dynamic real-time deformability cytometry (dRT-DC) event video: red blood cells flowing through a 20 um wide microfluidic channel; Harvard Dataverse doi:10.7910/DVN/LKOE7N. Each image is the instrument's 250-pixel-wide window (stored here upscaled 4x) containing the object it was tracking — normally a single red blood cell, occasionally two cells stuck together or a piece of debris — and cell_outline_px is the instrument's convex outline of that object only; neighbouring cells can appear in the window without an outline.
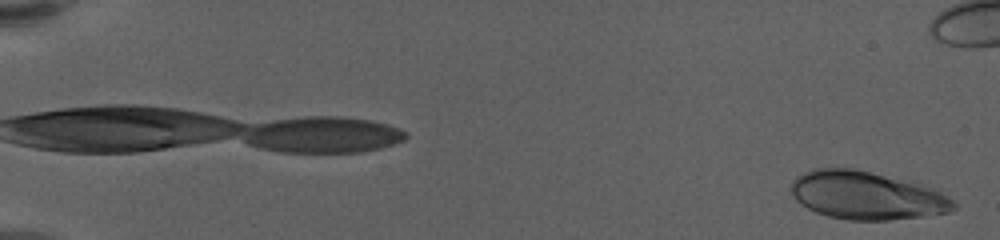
{"species": "human", "species_latin": "Homo sapiens", "temperature_condition": "warm", "stored_images_in_passage": 57, "camera_frame_rate_fps": 3000, "um_per_image_px": 0.085, "donor": {"sex": "female"}, "frame": {"image": 1, "passage_image": 2, "time_ms": 0.333, "image_size_px": [1000, 240], "cell_outline_px": [[956, 208], [948, 212], [920, 216], [888, 220], [848, 220], [828, 216], [816, 212], [800, 204], [796, 200], [788, 188], [792, 180], [796, 176], [812, 168], [852, 168], [912, 180], [940, 192], [952, 200], [956, 204]], "centroid_in_image_um": [73.61, 16.59], "position_along_channel_um": 11.4, "area_um2": 45.78}}
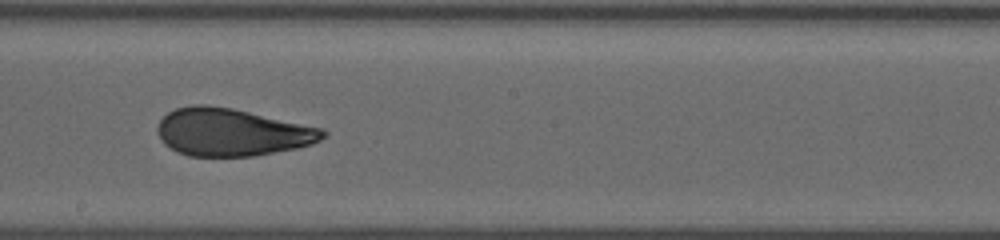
{"frame": {"image": 2, "passage_image": 37, "time_ms": 12.0, "image_size_px": [1000, 240], "cell_outline_px": [[328, 132], [320, 140], [312, 144], [296, 148], [252, 156], [188, 156], [176, 152], [164, 144], [156, 128], [160, 120], [168, 112], [176, 108], [192, 104], [208, 104], [232, 108], [324, 128]], "centroid_in_image_um": [19.7, 11.23], "position_along_channel_um": 228.5, "area_um2": 45.95}}
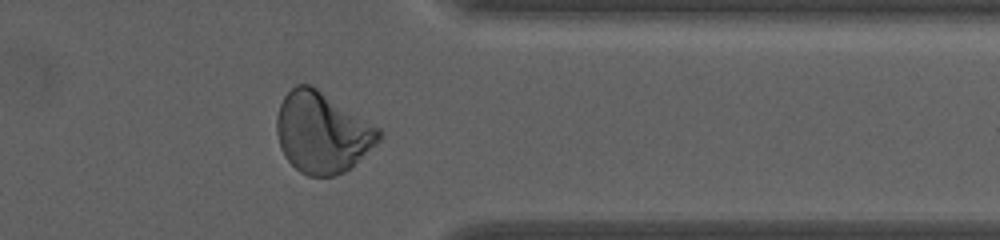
{"frame": {"image": 3, "passage_image": 51, "time_ms": 16.667, "image_size_px": [1000, 240], "cell_outline_px": [[384, 132], [380, 140], [376, 144], [344, 172], [332, 176], [308, 176], [300, 172], [284, 156], [280, 148], [276, 132], [276, 116], [280, 104], [284, 96], [296, 84], [312, 84], [380, 128]], "centroid_in_image_um": [27.37, 11.24], "position_along_channel_um": 384.0, "area_um2": 48.21}}